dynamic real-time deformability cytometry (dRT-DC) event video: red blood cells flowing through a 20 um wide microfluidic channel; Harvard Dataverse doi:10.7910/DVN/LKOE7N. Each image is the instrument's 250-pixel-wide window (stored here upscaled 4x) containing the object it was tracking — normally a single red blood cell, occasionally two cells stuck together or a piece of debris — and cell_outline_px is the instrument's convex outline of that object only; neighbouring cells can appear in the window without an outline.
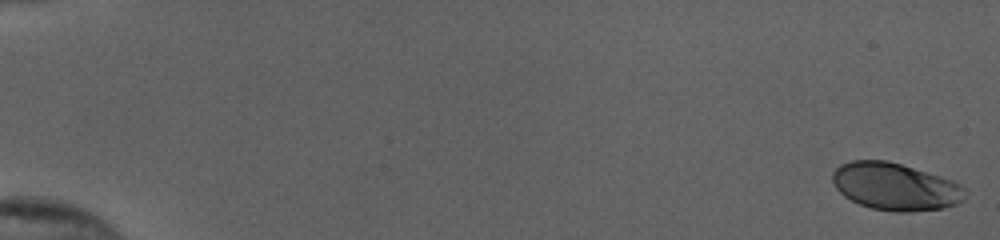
{"species": "human", "species_latin": "Homo sapiens", "temperature_condition": "cold", "stored_images_in_passage": 54, "camera_frame_rate_fps": 3000, "um_per_image_px": 0.085, "donor": {"sex": "female"}, "frame": {"image": 1, "passage_image": 1, "time_ms": 0.0, "image_size_px": [1000, 240], "cell_outline_px": [[968, 192], [964, 200], [956, 204], [940, 208], [908, 212], [896, 212], [872, 208], [860, 204], [844, 196], [836, 188], [832, 180], [832, 172], [840, 164], [852, 160], [888, 160], [940, 176], [952, 180], [960, 184]], "centroid_in_image_um": [76.1, 15.85], "position_along_channel_um": 8.9, "area_um2": 36.59}}
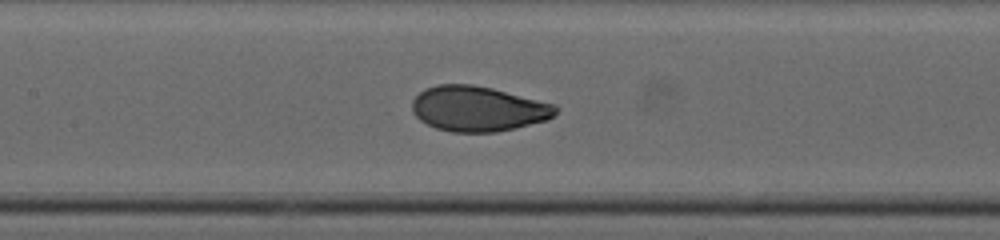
{"frame": {"image": 2, "passage_image": 28, "time_ms": 9.0, "image_size_px": [1000, 240], "cell_outline_px": [[560, 108], [548, 120], [516, 128], [496, 132], [452, 132], [436, 128], [420, 120], [412, 112], [412, 100], [424, 88], [436, 84], [472, 84], [492, 88], [556, 104]], "centroid_in_image_um": [40.64, 9.24], "position_along_channel_um": 166.8, "area_um2": 38.03}}
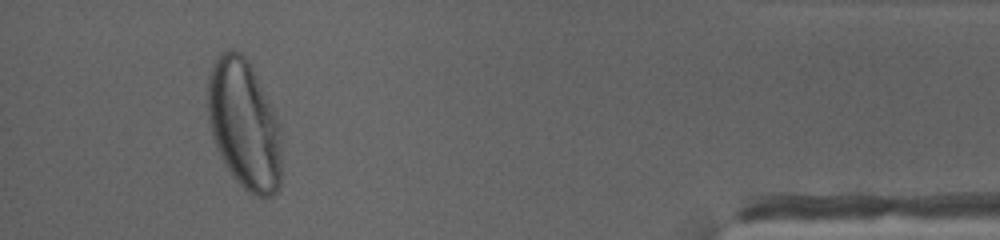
{"frame": {"image": 3, "passage_image": 51, "time_ms": 16.667, "image_size_px": [1000, 240], "cell_outline_px": [[280, 184], [276, 192], [272, 196], [256, 196], [248, 192], [232, 176], [224, 164], [216, 148], [212, 136], [208, 120], [208, 76], [212, 64], [228, 48], [232, 48], [240, 52], [248, 60], [276, 116], [280, 140]], "centroid_in_image_um": [20.72, 10.59], "position_along_channel_um": 414.5, "area_um2": 55.31}, "authors_computed_cell_mechanics": {"area_um2": 37.8301, "velocity_mm_per_s": 3.8725, "shape_relaxation_time_tau1_ms": 2.7841, "shape_relaxation_time_tau2_ms": null, "deformation_change_tau1": 0.1702, "deformation_change_tau2": null}}